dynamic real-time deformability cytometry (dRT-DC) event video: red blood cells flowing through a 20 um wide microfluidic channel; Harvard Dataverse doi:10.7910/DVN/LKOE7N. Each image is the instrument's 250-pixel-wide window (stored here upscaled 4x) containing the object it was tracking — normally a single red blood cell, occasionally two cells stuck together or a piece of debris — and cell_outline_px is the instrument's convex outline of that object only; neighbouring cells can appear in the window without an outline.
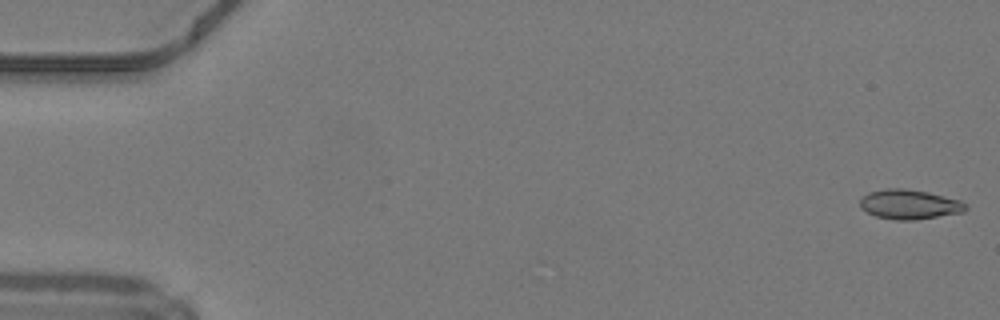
{"species": "common noctule bat (a hibernating species)", "species_latin": "Nyctalus noctula", "temperature_condition": "warm", "stored_images_in_passage": 49, "camera_frame_rate_fps": 3000, "um_per_image_px": 0.085, "animal": {"sex": "male", "body_mass_g": 19.2, "forearm_length_mm": 51.8}, "frame": {"image": 1, "passage_image": 1, "time_ms": 0.0, "image_size_px": [1000, 320], "cell_outline_px": [[968, 208], [964, 212], [916, 220], [896, 220], [876, 216], [860, 208], [860, 200], [868, 192], [884, 188], [904, 188], [928, 192], [960, 200], [968, 204]], "centroid_in_image_um": [77.32, 17.37], "position_along_channel_um": 7.7, "area_um2": 18.38}}
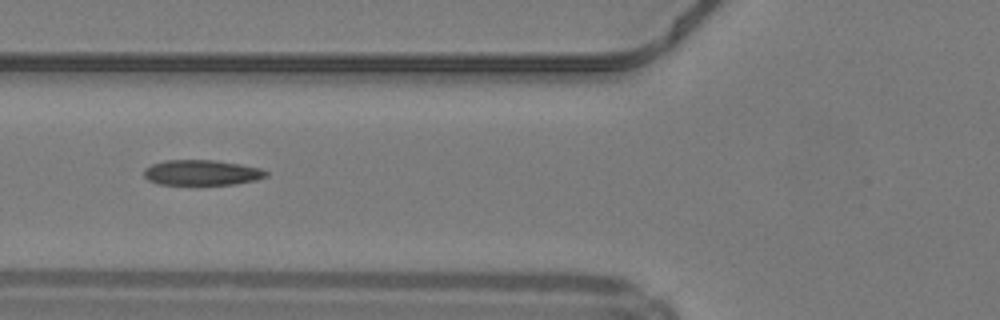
{"frame": {"image": 2, "passage_image": 19, "time_ms": 6.0, "image_size_px": [1000, 320], "cell_outline_px": [[268, 176], [256, 180], [236, 184], [160, 184], [148, 180], [144, 176], [144, 168], [152, 164], [164, 160], [216, 160], [240, 164], [260, 168], [268, 172]], "centroid_in_image_um": [17.16, 14.66], "position_along_channel_um": 108.6, "area_um2": 18.03}}
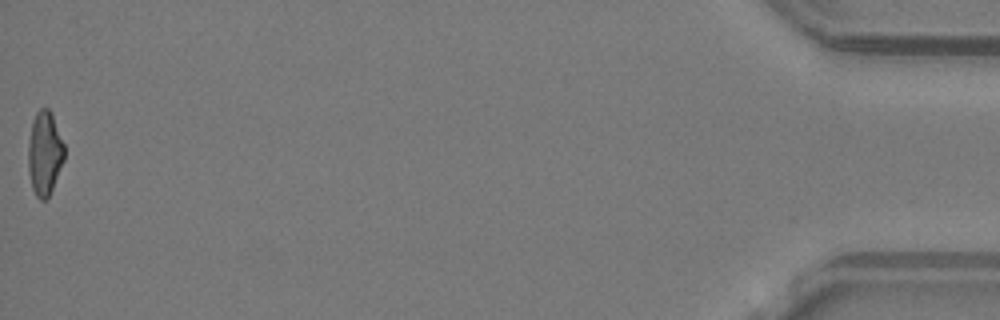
{"frame": {"image": 3, "passage_image": 49, "time_ms": 16.0, "image_size_px": [1000, 320], "cell_outline_px": [[64, 160], [52, 188], [48, 196], [44, 200], [40, 200], [36, 196], [32, 188], [28, 172], [28, 144], [32, 120], [36, 112], [40, 108], [48, 108], [52, 112], [64, 144]], "centroid_in_image_um": [3.78, 12.99], "position_along_channel_um": 431.4, "area_um2": 17.74}, "authors_computed_cell_mechanics": {"area_um2": 18.207, "velocity_mm_per_s": 4.2452, "shape_relaxation_time_tau1_ms": 9.6946, "shape_relaxation_time_tau2_ms": 2.1018, "deformation_change_tau1": 0.2523, "deformation_change_tau2": 0.1137}}